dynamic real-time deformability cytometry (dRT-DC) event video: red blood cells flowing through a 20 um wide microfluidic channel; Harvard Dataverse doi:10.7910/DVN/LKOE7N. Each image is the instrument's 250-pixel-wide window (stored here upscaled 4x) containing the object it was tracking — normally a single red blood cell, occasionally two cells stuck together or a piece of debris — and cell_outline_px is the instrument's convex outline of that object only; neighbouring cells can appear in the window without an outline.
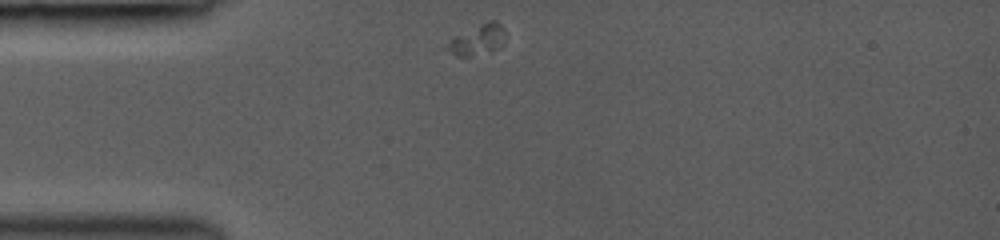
{"species": "common noctule bat (a hibernating species)", "species_latin": "Nyctalus noctula", "temperature_condition": "room temperature", "stored_images_in_passage": 2, "camera_frame_rate_fps": 3000, "um_per_image_px": 0.085, "animal": {"sex": "female", "body_mass_g": 19.0, "forearm_length_mm": 53.3}, "frame": {"image": 1, "passage_image": 1, "time_ms": 0.0, "image_size_px": [1000, 240], "cell_outline_px": [[504, 44], [500, 48], [472, 56], [456, 56], [444, 48], [444, 44], [456, 36], [488, 20], [496, 20], [504, 28]], "centroid_in_image_um": [40.59, 3.39], "position_along_channel_um": 44.4, "area_um2": 10.35}}
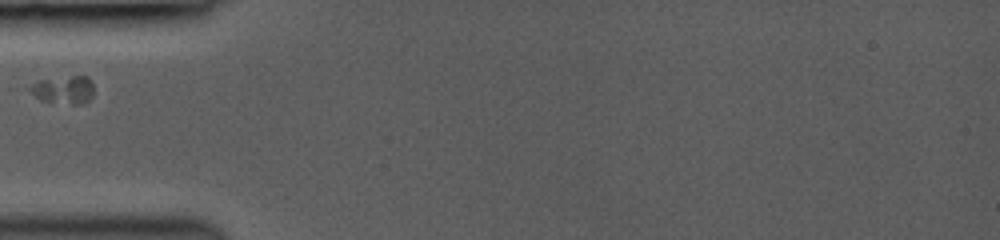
{"frame": {"image": 2, "passage_image": 2, "time_ms": 1.333, "image_size_px": [1000, 240], "cell_outline_px": [[92, 96], [84, 104], [72, 104], [40, 100], [28, 88], [32, 84], [40, 80], [72, 76], [88, 76], [92, 84]], "centroid_in_image_um": [5.43, 7.63], "position_along_channel_um": 79.6, "area_um2": 10.17}}